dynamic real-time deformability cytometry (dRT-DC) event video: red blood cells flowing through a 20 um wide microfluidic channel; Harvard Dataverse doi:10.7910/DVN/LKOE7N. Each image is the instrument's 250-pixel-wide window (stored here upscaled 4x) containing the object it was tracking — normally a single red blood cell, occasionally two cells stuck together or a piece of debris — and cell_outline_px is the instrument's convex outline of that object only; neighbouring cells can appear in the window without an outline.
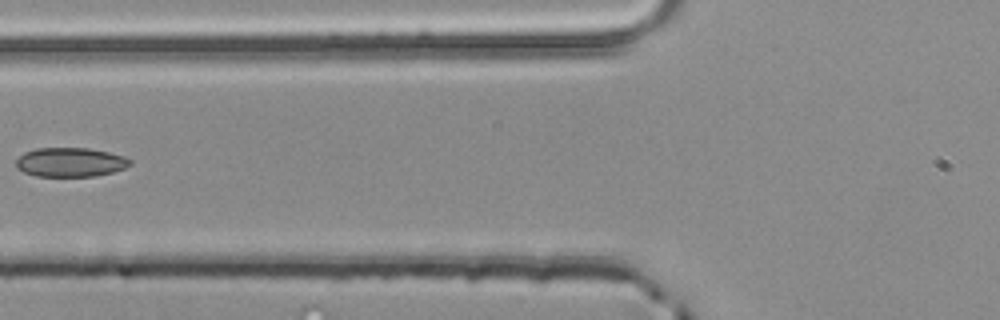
{"species": "common noctule bat (a hibernating species)", "species_latin": "Nyctalus noctula", "temperature_condition": "room temperature", "stored_images_in_passage": 5, "segment_of_instrument_passage": [2, 2], "camera_frame_rate_fps": 3000, "um_per_image_px": 0.085, "animal": {"sex": "male", "body_mass_g": 20.4}, "frame": {"image": 1, "passage_image": 5, "time_ms": 1.333, "image_size_px": [1000, 320], "cell_outline_px": [[132, 164], [124, 168], [112, 172], [92, 176], [36, 176], [24, 172], [16, 168], [16, 160], [24, 152], [36, 148], [88, 148], [108, 152], [124, 156], [132, 160]], "centroid_in_image_um": [5.97, 13.78], "position_along_channel_um": 119.8, "area_um2": 19.36}}